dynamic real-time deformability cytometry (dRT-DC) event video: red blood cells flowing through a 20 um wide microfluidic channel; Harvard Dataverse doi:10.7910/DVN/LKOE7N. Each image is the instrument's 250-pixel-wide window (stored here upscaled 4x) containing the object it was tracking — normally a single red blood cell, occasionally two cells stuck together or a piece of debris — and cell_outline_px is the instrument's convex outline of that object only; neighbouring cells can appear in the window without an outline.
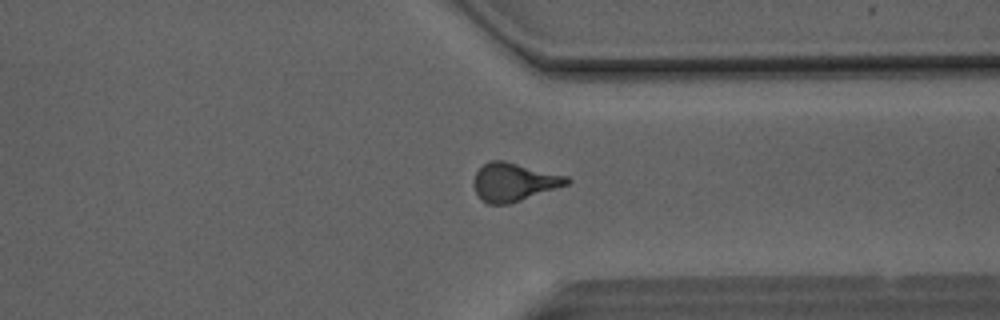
{"species": "Egyptian fruit bat (a non-hibernating species)", "species_latin": "Rousettus aegyptiacus", "temperature_condition": "room temperature", "stored_images_in_passage": 38, "camera_frame_rate_fps": 3000, "um_per_image_px": 0.085, "animal": {"sex": "male"}, "frame": {"image": 1, "passage_image": 26, "time_ms": 8.333, "image_size_px": [1000, 320], "cell_outline_px": [[572, 180], [568, 184], [512, 204], [488, 204], [480, 200], [476, 192], [476, 172], [488, 160], [504, 160], [568, 176]], "centroid_in_image_um": [43.72, 15.48], "position_along_channel_um": 367.7, "area_um2": 20.75}}
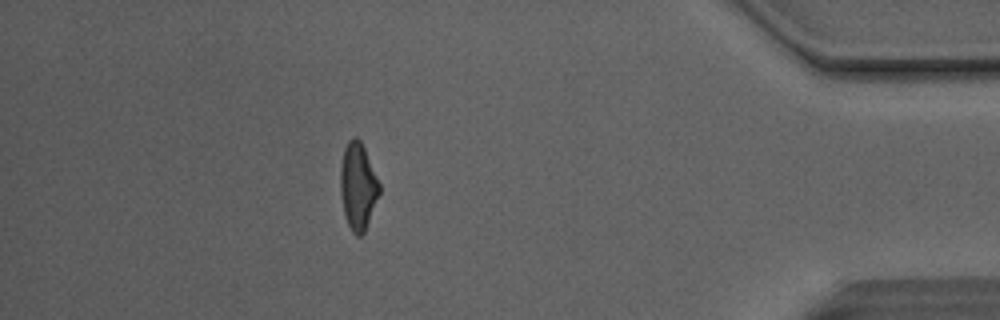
{"frame": {"image": 2, "passage_image": 32, "time_ms": 10.333, "image_size_px": [1000, 320], "cell_outline_px": [[380, 192], [364, 232], [360, 236], [356, 236], [352, 232], [348, 224], [344, 212], [340, 192], [340, 168], [344, 148], [348, 140], [352, 136], [356, 136], [360, 140], [364, 148], [380, 184]], "centroid_in_image_um": [30.41, 15.81], "position_along_channel_um": 404.8, "area_um2": 19.59}, "authors_computed_cell_mechanics": {"area_um2": 20.0855, "velocity_mm_per_s": 4.1406, "shape_relaxation_time_tau1_ms": 8.1321, "shape_relaxation_time_tau2_ms": 2.272, "deformation_change_tau1": 0.2565, "deformation_change_tau2": 0.1202}}